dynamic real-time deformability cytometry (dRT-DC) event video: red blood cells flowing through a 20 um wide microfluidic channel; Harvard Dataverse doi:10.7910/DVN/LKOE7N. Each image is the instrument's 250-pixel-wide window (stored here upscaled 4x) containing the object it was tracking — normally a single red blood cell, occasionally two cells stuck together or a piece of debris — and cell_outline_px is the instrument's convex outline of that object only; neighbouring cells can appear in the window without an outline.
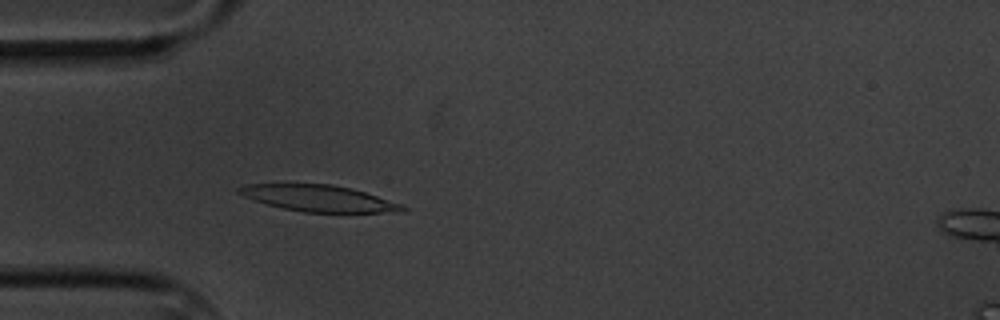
{"species": "common noctule bat (a hibernating species)", "species_latin": "Nyctalus noctula", "temperature_condition": "cold", "stored_images_in_passage": 5, "camera_frame_rate_fps": 3000, "um_per_image_px": 0.085, "animal": {"sex": "male", "body_mass_g": 20.1, "forearm_length_mm": 53.5}, "frame": {"image": 1, "passage_image": 4, "time_ms": 3.333, "image_size_px": [1000, 320], "cell_outline_px": [[408, 208], [404, 212], [304, 212], [284, 208], [268, 204], [244, 196], [236, 192], [236, 188], [244, 184], [332, 184], [352, 188], [404, 204]], "centroid_in_image_um": [27.14, 16.85], "position_along_channel_um": 57.9, "area_um2": 25.09}}